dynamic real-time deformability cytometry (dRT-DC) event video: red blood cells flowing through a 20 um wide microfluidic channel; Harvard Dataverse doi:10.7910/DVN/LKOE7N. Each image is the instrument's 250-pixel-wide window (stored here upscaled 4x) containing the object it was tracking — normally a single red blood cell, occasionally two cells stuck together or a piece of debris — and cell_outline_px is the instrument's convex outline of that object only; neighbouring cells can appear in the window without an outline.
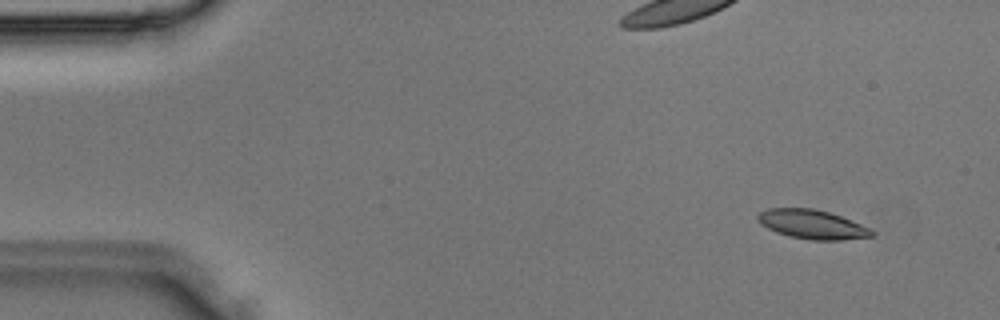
{"species": "Egyptian fruit bat (a non-hibernating species)", "species_latin": "Rousettus aegyptiacus", "temperature_condition": "room temperature", "stored_images_in_passage": 36, "camera_frame_rate_fps": 3000, "um_per_image_px": 0.085, "animal": {"sex": "male"}, "frame": {"image": 1, "passage_image": 3, "time_ms": 0.667, "image_size_px": [1000, 320], "cell_outline_px": [[876, 236], [840, 240], [808, 240], [788, 236], [776, 232], [760, 224], [756, 220], [756, 216], [760, 212], [768, 208], [812, 208], [828, 212], [852, 220], [876, 232]], "centroid_in_image_um": [69.02, 19.08], "position_along_channel_um": 16.0, "area_um2": 19.48}}
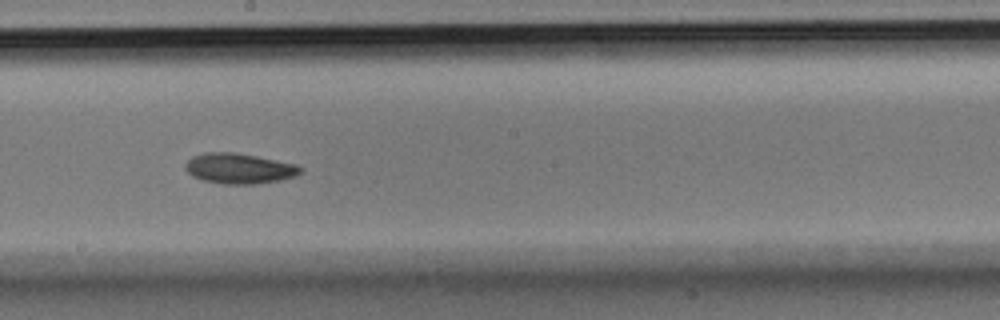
{"frame": {"image": 2, "passage_image": 20, "time_ms": 6.333, "image_size_px": [1000, 320], "cell_outline_px": [[304, 168], [296, 176], [280, 180], [256, 184], [220, 184], [204, 180], [192, 176], [184, 168], [184, 164], [192, 156], [204, 152], [236, 152], [296, 164]], "centroid_in_image_um": [20.31, 14.32], "position_along_channel_um": 227.9, "area_um2": 20.52}}
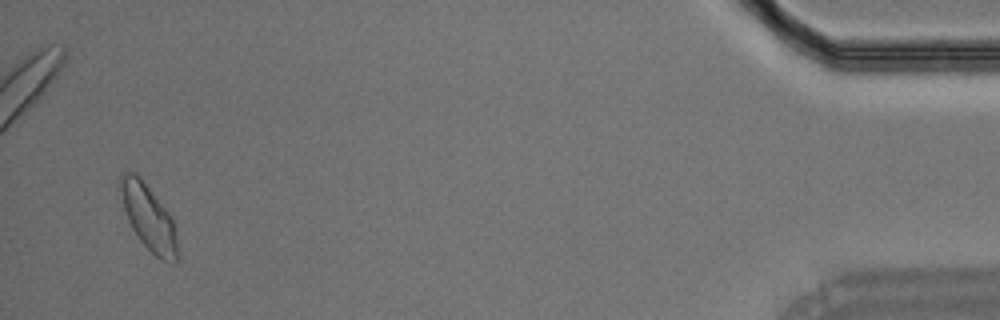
{"frame": {"image": 3, "passage_image": 35, "time_ms": 11.333, "image_size_px": [1000, 320], "cell_outline_px": [[180, 256], [176, 264], [172, 264], [160, 260], [140, 240], [132, 228], [128, 220], [124, 208], [120, 188], [120, 172], [136, 172], [140, 176], [172, 216], [176, 228], [180, 252]], "centroid_in_image_um": [12.7, 18.54], "position_along_channel_um": 422.5, "area_um2": 22.31}}